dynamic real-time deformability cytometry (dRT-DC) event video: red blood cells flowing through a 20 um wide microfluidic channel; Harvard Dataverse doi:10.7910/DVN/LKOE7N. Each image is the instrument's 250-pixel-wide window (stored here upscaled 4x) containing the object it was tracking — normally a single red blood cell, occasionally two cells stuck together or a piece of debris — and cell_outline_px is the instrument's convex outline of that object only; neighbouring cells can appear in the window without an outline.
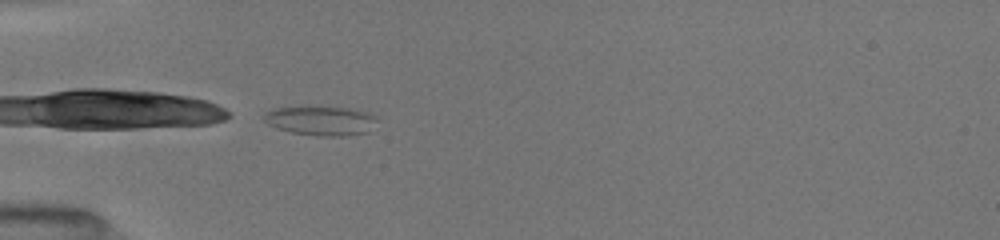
{"species": "common noctule bat (a hibernating species)", "species_latin": "Nyctalus noctula", "temperature_condition": "room temperature", "stored_images_in_passage": 15, "camera_frame_rate_fps": 3000, "um_per_image_px": 0.085, "animal": {"sex": "female", "body_mass_g": 19.5, "forearm_length_mm": 54.1}, "frame": {"image": 1, "passage_image": 1, "time_ms": 0.0, "image_size_px": [1000, 240], "cell_outline_px": [[372, 116], [364, 132], [340, 136], [320, 136], [292, 132], [276, 128], [268, 124], [264, 120], [264, 112], [276, 108], [344, 108], [360, 112]], "centroid_in_image_um": [27.05, 10.28], "position_along_channel_um": 57.9, "area_um2": 17.8}}
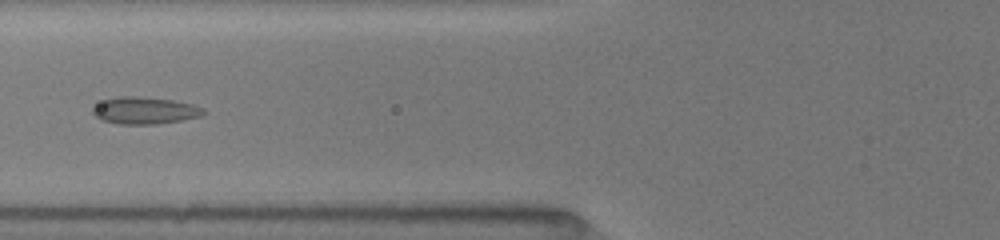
{"frame": {"image": 2, "passage_image": 14, "time_ms": 1.667, "image_size_px": [1000, 240], "cell_outline_px": [[204, 112], [200, 116], [180, 120], [156, 124], [120, 124], [100, 120], [92, 112], [92, 108], [104, 100], [116, 96], [136, 96], [172, 100], [192, 104], [204, 108]], "centroid_in_image_um": [12.27, 9.39], "position_along_channel_um": 113.5, "area_um2": 17.28}}